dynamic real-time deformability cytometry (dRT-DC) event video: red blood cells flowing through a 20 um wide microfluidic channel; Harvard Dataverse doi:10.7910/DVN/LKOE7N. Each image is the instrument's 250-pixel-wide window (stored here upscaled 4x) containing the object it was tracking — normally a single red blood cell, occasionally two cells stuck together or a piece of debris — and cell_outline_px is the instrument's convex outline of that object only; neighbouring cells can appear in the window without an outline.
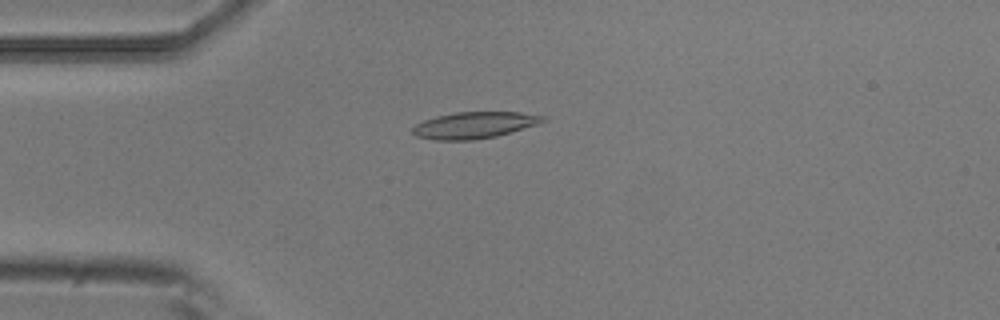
{"species": "common noctule bat (a hibernating species)", "species_latin": "Nyctalus noctula", "temperature_condition": "room temperature", "stored_images_in_passage": 7, "camera_frame_rate_fps": 3000, "um_per_image_px": 0.085, "animal": {"sex": "male", "body_mass_g": 20.5, "forearm_length_mm": 52.5}, "frame": {"image": 1, "passage_image": 3, "time_ms": 0.667, "image_size_px": [1000, 320], "cell_outline_px": [[548, 120], [512, 132], [496, 136], [472, 140], [436, 140], [416, 136], [412, 132], [412, 128], [416, 124], [424, 120], [436, 116], [452, 112], [520, 112], [548, 116]], "centroid_in_image_um": [40.34, 10.63], "position_along_channel_um": 44.7, "area_um2": 20.23}}
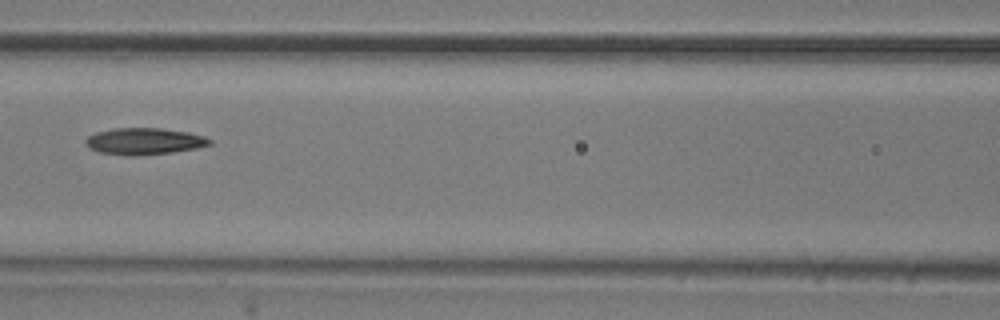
{"frame": {"image": 2, "passage_image": 6, "time_ms": 1.667, "image_size_px": [1000, 320], "cell_outline_px": [[212, 144], [196, 148], [172, 152], [136, 156], [124, 156], [100, 152], [88, 148], [84, 144], [84, 140], [88, 136], [96, 132], [112, 128], [160, 128], [188, 132], [204, 136], [212, 140]], "centroid_in_image_um": [12.22, 12.01], "position_along_channel_um": 154.4, "area_um2": 19.48}}
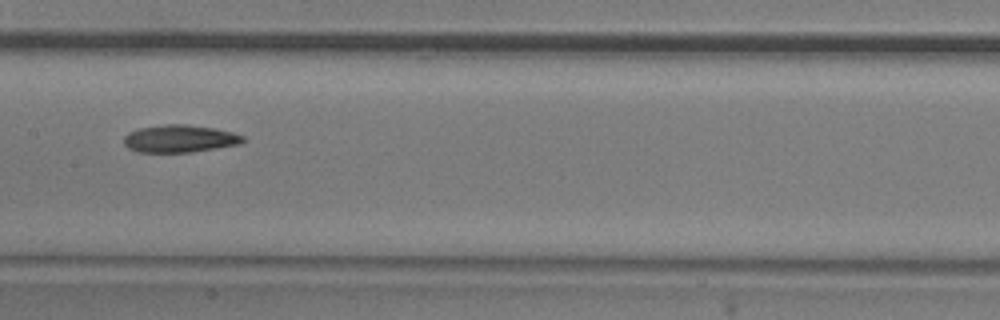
{"frame": {"image": 3, "passage_image": 7, "time_ms": 2.0, "image_size_px": [1000, 320], "cell_outline_px": [[244, 140], [240, 144], [216, 148], [188, 152], [136, 152], [128, 148], [124, 144], [124, 136], [128, 132], [140, 128], [164, 124], [188, 124], [216, 128], [232, 132], [244, 136]], "centroid_in_image_um": [15.26, 11.78], "position_along_channel_um": 192.1, "area_um2": 19.13}}